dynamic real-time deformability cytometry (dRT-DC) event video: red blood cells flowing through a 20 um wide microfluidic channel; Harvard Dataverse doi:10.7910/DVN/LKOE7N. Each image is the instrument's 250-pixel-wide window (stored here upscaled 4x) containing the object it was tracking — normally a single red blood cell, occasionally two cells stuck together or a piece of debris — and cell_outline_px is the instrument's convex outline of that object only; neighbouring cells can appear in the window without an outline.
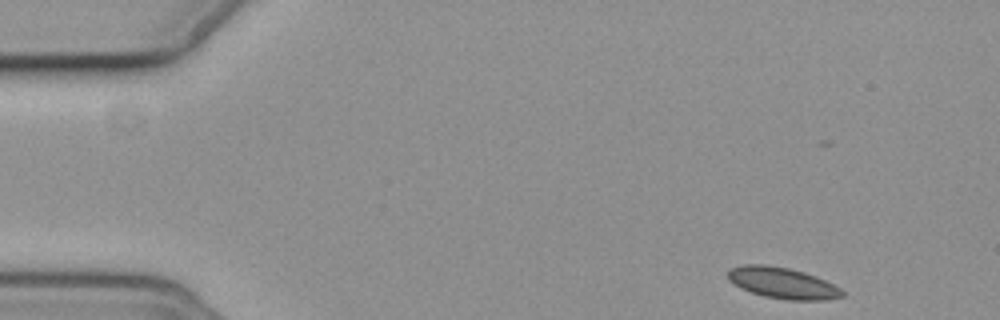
{"species": "common noctule bat (a hibernating species)", "species_latin": "Nyctalus noctula", "temperature_condition": "cold", "stored_images_in_passage": 23, "camera_frame_rate_fps": 3000, "um_per_image_px": 0.085, "animal": {"sex": "female", "body_mass_g": 19.3, "forearm_length_mm": 54.1}, "frame": {"image": 1, "passage_image": 1, "time_ms": 0.0, "image_size_px": [1000, 320], "cell_outline_px": [[844, 296], [828, 300], [788, 300], [764, 296], [740, 288], [728, 280], [728, 268], [744, 264], [764, 264], [788, 268], [804, 272], [816, 276], [840, 288], [844, 292]], "centroid_in_image_um": [66.5, 24.05], "position_along_channel_um": 18.5, "area_um2": 20.81}}
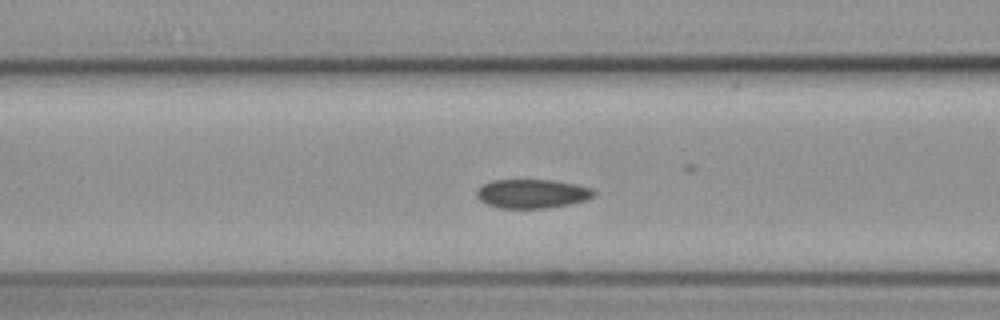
{"frame": {"image": 2, "passage_image": 18, "time_ms": 5.667, "image_size_px": [1000, 320], "cell_outline_px": [[596, 192], [592, 196], [584, 200], [568, 204], [544, 208], [500, 208], [488, 204], [480, 200], [476, 196], [476, 188], [492, 180], [552, 180], [576, 184], [592, 188]], "centroid_in_image_um": [45.2, 16.45], "position_along_channel_um": 121.4, "area_um2": 19.65}}
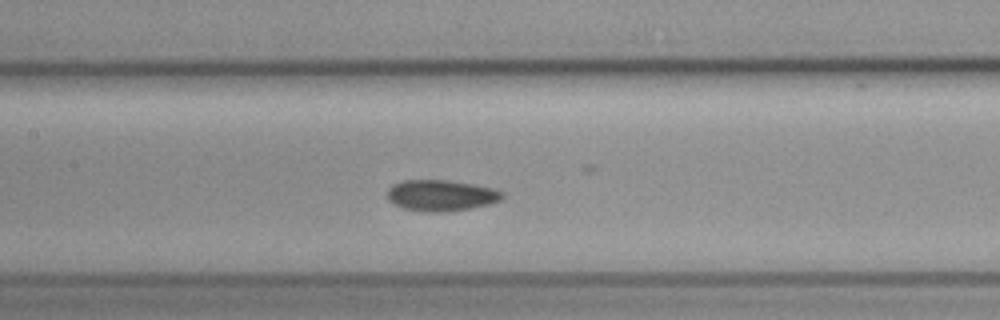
{"frame": {"image": 3, "passage_image": 22, "time_ms": 7.0, "image_size_px": [1000, 320], "cell_outline_px": [[504, 196], [500, 200], [488, 204], [472, 208], [444, 212], [428, 212], [404, 208], [388, 200], [388, 188], [392, 184], [404, 180], [448, 180], [472, 184], [492, 188], [504, 192]], "centroid_in_image_um": [37.49, 16.61], "position_along_channel_um": 169.9, "area_um2": 20.75}}